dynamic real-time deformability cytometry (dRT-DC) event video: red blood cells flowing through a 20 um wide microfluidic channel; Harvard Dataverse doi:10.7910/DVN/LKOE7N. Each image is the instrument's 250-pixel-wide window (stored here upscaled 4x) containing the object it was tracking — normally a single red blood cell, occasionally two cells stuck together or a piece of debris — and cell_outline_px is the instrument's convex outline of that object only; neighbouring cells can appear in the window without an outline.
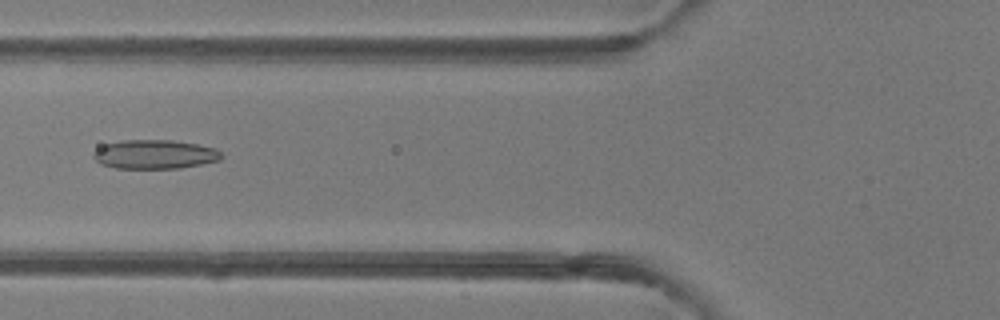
{"species": "common noctule bat (a hibernating species)", "species_latin": "Nyctalus noctula", "temperature_condition": "room temperature", "stored_images_in_passage": 2, "camera_frame_rate_fps": 3000, "um_per_image_px": 0.085, "animal": {"sex": "female"}, "frame": {"image": 1, "passage_image": 2, "time_ms": 1.333, "image_size_px": [1000, 320], "cell_outline_px": [[224, 156], [220, 160], [180, 168], [116, 168], [100, 164], [92, 156], [92, 152], [96, 148], [104, 144], [124, 140], [172, 140], [200, 144], [216, 148]], "centroid_in_image_um": [13.15, 13.11], "position_along_channel_um": 112.7, "area_um2": 21.85}}